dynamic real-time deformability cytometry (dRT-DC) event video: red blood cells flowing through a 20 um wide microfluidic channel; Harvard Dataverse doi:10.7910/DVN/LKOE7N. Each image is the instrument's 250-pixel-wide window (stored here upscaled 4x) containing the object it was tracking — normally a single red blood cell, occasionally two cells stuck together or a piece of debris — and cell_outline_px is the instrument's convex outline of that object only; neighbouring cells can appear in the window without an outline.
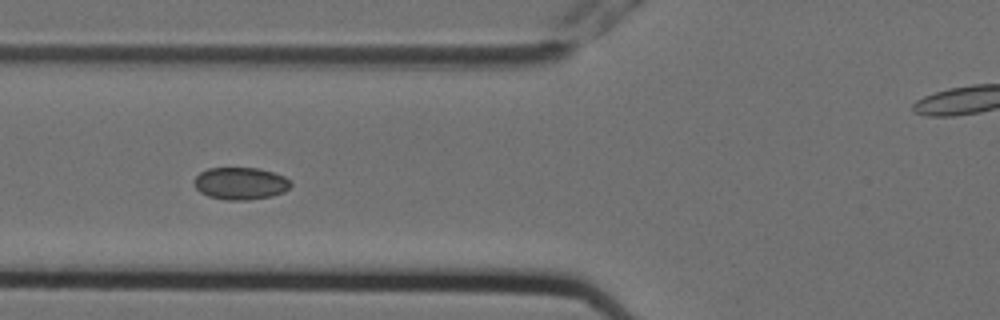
{"species": "Egyptian fruit bat (a non-hibernating species)", "species_latin": "Rousettus aegyptiacus", "temperature_condition": "cold", "stored_images_in_passage": 8, "segment_of_instrument_passage": [1, 2], "camera_frame_rate_fps": 3000, "um_per_image_px": 0.085, "animal": {"sex": "female"}, "frame": {"image": 1, "passage_image": 6, "time_ms": 1.667, "image_size_px": [1000, 320], "cell_outline_px": [[292, 184], [284, 192], [272, 196], [248, 200], [228, 200], [208, 196], [200, 192], [196, 188], [196, 176], [200, 172], [208, 168], [260, 168], [284, 176]], "centroid_in_image_um": [20.46, 15.59], "position_along_channel_um": 105.3, "area_um2": 18.03}}
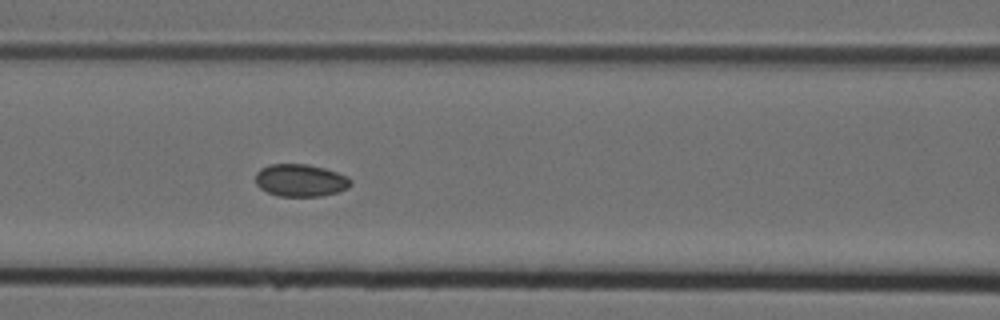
{"frame": {"image": 2, "passage_image": 7, "time_ms": 2.0, "image_size_px": [1000, 320], "cell_outline_px": [[352, 184], [348, 188], [336, 192], [320, 196], [280, 196], [268, 192], [260, 188], [256, 184], [256, 172], [260, 168], [268, 164], [308, 164], [324, 168], [348, 176], [352, 180]], "centroid_in_image_um": [25.54, 15.32], "position_along_channel_um": 141.1, "area_um2": 18.03}}